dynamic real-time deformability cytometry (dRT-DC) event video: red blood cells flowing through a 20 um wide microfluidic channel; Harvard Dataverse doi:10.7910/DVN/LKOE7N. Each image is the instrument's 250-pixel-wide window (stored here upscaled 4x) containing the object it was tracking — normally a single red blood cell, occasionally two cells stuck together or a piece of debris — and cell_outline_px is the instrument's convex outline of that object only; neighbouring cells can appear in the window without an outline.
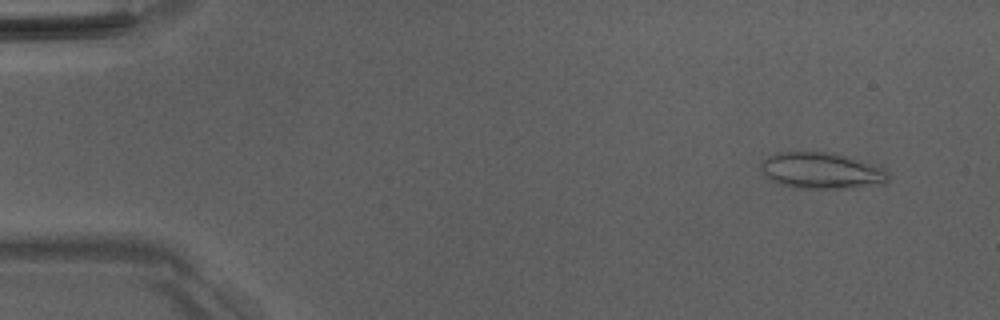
{"species": "Egyptian fruit bat (a non-hibernating species)", "species_latin": "Rousettus aegyptiacus", "temperature_condition": "room temperature", "stored_images_in_passage": 12, "camera_frame_rate_fps": 3000, "um_per_image_px": 0.085, "animal": {"sex": "male"}, "frame": {"image": 1, "passage_image": 4, "time_ms": 1.0, "image_size_px": [1000, 320], "cell_outline_px": [[892, 176], [884, 184], [860, 188], [800, 188], [780, 184], [772, 180], [760, 168], [760, 164], [768, 156], [776, 152], [824, 152], [844, 156], [860, 160], [884, 168]], "centroid_in_image_um": [69.89, 14.52], "position_along_channel_um": 15.1, "area_um2": 26.88}}